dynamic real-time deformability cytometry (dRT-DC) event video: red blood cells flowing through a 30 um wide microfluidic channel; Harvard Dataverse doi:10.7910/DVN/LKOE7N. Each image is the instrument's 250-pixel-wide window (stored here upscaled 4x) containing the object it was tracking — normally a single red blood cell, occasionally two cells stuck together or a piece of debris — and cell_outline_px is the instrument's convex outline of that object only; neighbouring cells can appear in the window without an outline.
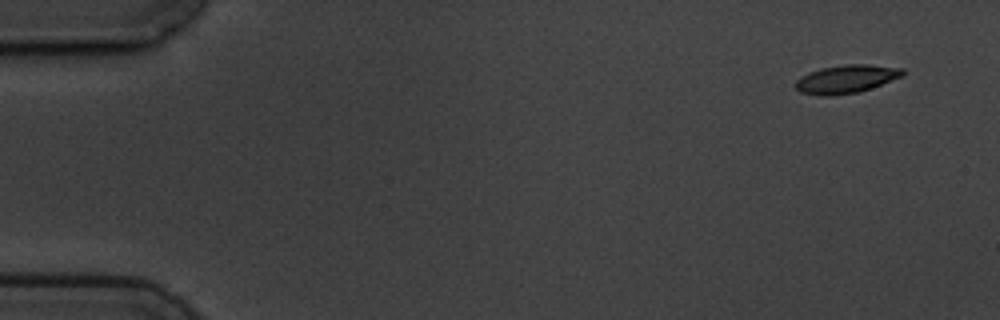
{"species": "common noctule bat (a hibernating species)", "species_latin": "Nyctalus noctula", "temperature_condition": "cold", "stored_images_in_passage": 5, "camera_frame_rate_fps": 3000, "um_per_image_px": 0.085, "animal": {"sex": "male", "body_mass_g": 19.5, "forearm_length_mm": 54.6}, "frame": {"image": 1, "passage_image": 1, "time_ms": 0.0, "image_size_px": [1000, 320], "cell_outline_px": [[904, 76], [856, 92], [832, 96], [820, 96], [800, 92], [796, 88], [796, 80], [800, 76], [808, 72], [820, 68], [844, 64], [868, 64], [904, 68]], "centroid_in_image_um": [71.9, 6.7], "position_along_channel_um": 13.1, "area_um2": 17.63}}
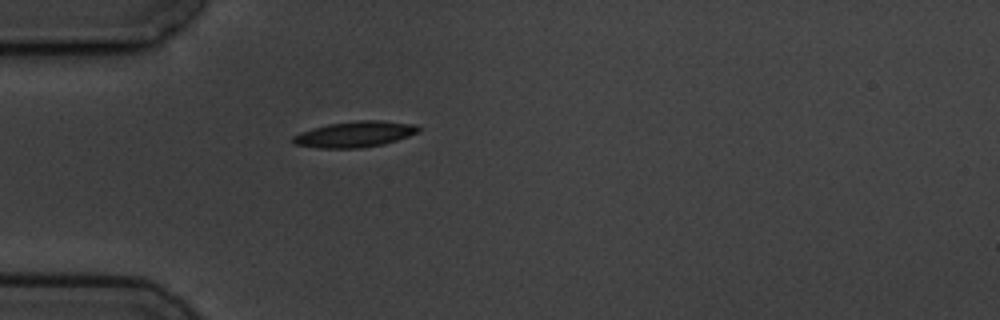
{"frame": {"image": 2, "passage_image": 5, "time_ms": 4.333, "image_size_px": [1000, 320], "cell_outline_px": [[424, 128], [420, 132], [384, 144], [360, 148], [316, 148], [292, 144], [292, 136], [300, 132], [312, 128], [328, 124], [360, 120], [380, 120], [416, 124]], "centroid_in_image_um": [30.18, 11.41], "position_along_channel_um": 54.8, "area_um2": 19.19}}